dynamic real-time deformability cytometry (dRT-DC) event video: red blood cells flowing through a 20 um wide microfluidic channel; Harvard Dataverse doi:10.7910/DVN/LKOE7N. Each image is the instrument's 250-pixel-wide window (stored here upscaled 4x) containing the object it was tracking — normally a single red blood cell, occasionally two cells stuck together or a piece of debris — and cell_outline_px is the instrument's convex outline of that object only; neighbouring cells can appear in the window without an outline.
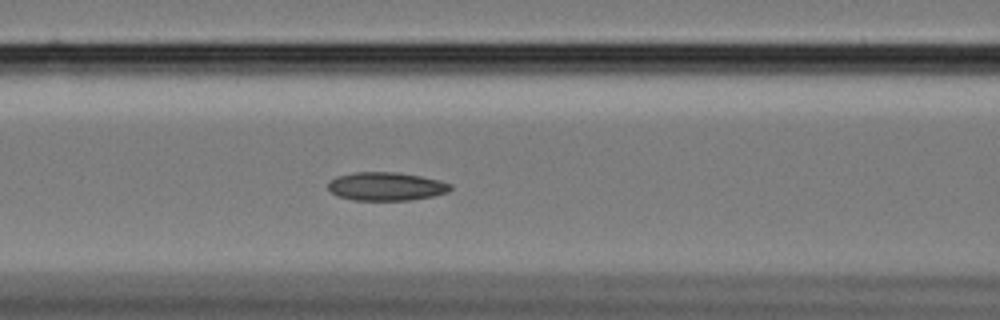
{"species": "Egyptian fruit bat (a non-hibernating species)", "species_latin": "Rousettus aegyptiacus", "temperature_condition": "cold", "stored_images_in_passage": 54, "camera_frame_rate_fps": 3000, "um_per_image_px": 0.085, "animal": {"sex": "female"}, "frame": {"image": 1, "passage_image": 19, "time_ms": 6.0, "image_size_px": [1000, 320], "cell_outline_px": [[452, 188], [448, 192], [432, 196], [408, 200], [352, 200], [336, 196], [328, 188], [328, 180], [336, 176], [352, 172], [400, 172], [440, 180], [452, 184]], "centroid_in_image_um": [32.79, 15.83], "position_along_channel_um": 133.8, "area_um2": 20.46}}
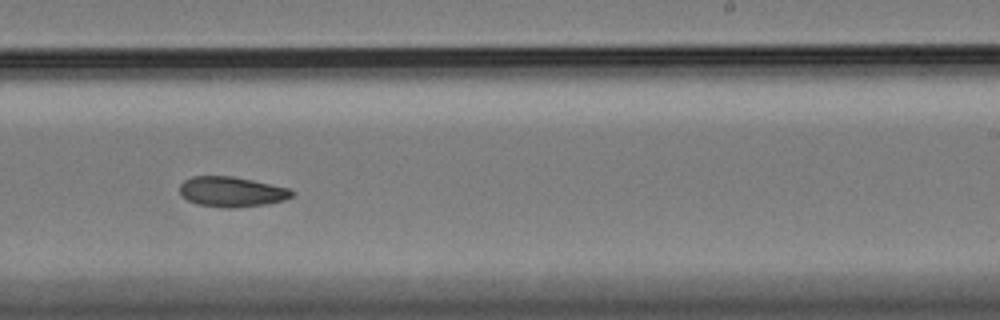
{"frame": {"image": 2, "passage_image": 31, "time_ms": 10.0, "image_size_px": [1000, 320], "cell_outline_px": [[292, 196], [284, 200], [268, 204], [236, 208], [228, 208], [196, 204], [188, 200], [180, 192], [180, 184], [184, 180], [192, 176], [232, 176], [252, 180], [288, 188], [292, 192]], "centroid_in_image_um": [19.67, 16.3], "position_along_channel_um": 269.3, "area_um2": 19.59}}
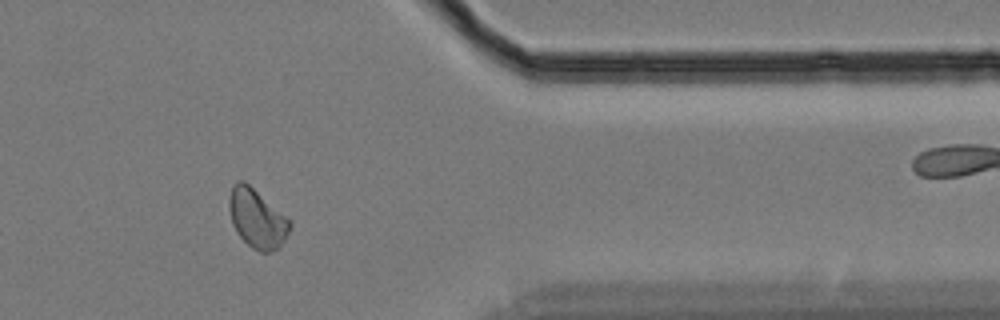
{"frame": {"image": 3, "passage_image": 43, "time_ms": 14.0, "image_size_px": [1000, 320], "cell_outline_px": [[292, 224], [284, 240], [276, 248], [268, 252], [260, 252], [252, 248], [236, 232], [232, 224], [228, 208], [228, 200], [232, 184], [236, 180], [244, 180], [292, 220]], "centroid_in_image_um": [21.82, 18.53], "position_along_channel_um": 389.6, "area_um2": 20.98}, "authors_computed_cell_mechanics": {"area_um2": 20.4034, "velocity_mm_per_s": 3.3996, "shape_relaxation_time_tau1_ms": null, "shape_relaxation_time_tau2_ms": 10.9174, "deformation_change_tau1": null, "deformation_change_tau2": 0.1171}}